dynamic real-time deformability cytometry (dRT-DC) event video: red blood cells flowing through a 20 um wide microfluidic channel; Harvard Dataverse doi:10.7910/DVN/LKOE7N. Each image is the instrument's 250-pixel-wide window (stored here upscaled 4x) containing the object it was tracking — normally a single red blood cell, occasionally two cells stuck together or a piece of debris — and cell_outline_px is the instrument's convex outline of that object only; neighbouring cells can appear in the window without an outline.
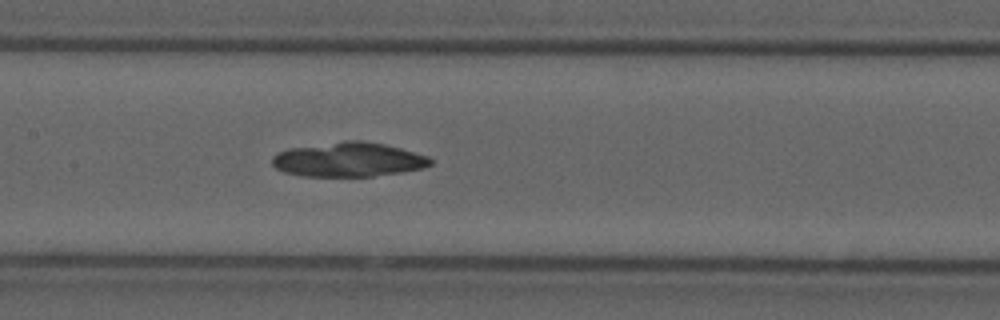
{"species": "common noctule bat (a hibernating species)", "species_latin": "Nyctalus noctula", "temperature_condition": "cold", "stored_images_in_passage": 48, "camera_frame_rate_fps": 3000, "um_per_image_px": 0.085, "animal": {"sex": "male", "forearm_length_mm": 52.5}, "frame": {"image": 1, "passage_image": 25, "time_ms": 8.0, "image_size_px": [1000, 320], "cell_outline_px": [[432, 164], [424, 168], [400, 172], [372, 176], [304, 176], [284, 172], [276, 168], [272, 164], [272, 156], [280, 152], [292, 148], [344, 140], [360, 140], [384, 144], [400, 148], [428, 156], [432, 160]], "centroid_in_image_um": [29.63, 13.56], "position_along_channel_um": 177.8, "area_um2": 31.5}}
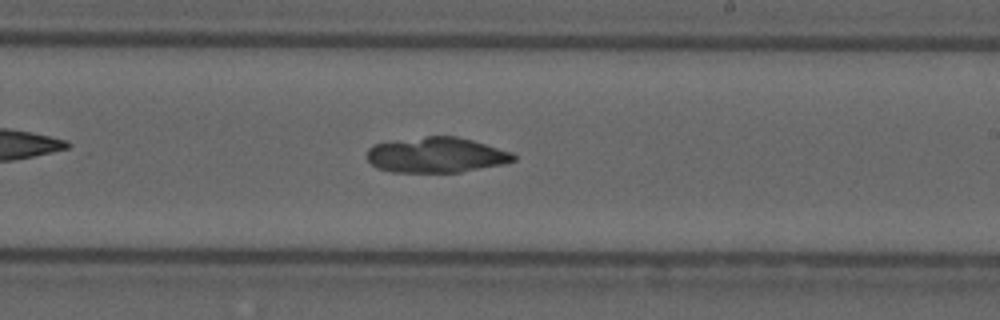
{"frame": {"image": 2, "passage_image": 31, "time_ms": 10.0, "image_size_px": [1000, 320], "cell_outline_px": [[516, 160], [504, 164], [460, 172], [392, 172], [376, 168], [364, 156], [368, 148], [372, 144], [428, 136], [456, 136], [472, 140], [512, 152], [516, 156]], "centroid_in_image_um": [37.06, 13.18], "position_along_channel_um": 251.9, "area_um2": 30.29}}
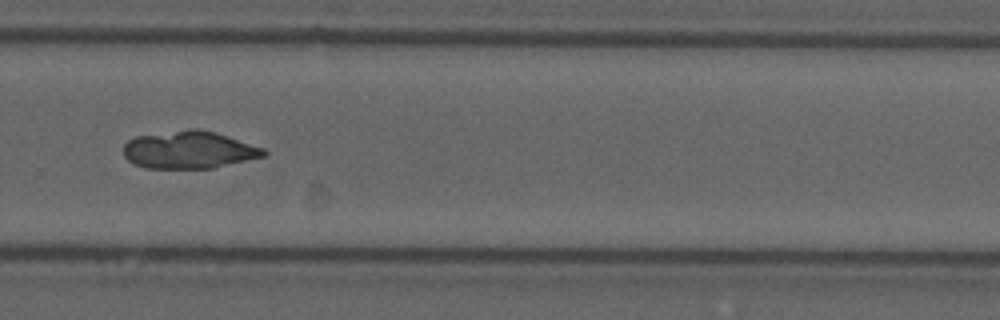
{"frame": {"image": 3, "passage_image": 36, "time_ms": 11.667, "image_size_px": [1000, 320], "cell_outline_px": [[268, 152], [264, 156], [212, 168], [144, 168], [128, 160], [124, 156], [124, 144], [128, 140], [136, 136], [188, 128], [196, 128], [216, 132], [264, 148]], "centroid_in_image_um": [16.06, 12.72], "position_along_channel_um": 313.7, "area_um2": 30.63}}